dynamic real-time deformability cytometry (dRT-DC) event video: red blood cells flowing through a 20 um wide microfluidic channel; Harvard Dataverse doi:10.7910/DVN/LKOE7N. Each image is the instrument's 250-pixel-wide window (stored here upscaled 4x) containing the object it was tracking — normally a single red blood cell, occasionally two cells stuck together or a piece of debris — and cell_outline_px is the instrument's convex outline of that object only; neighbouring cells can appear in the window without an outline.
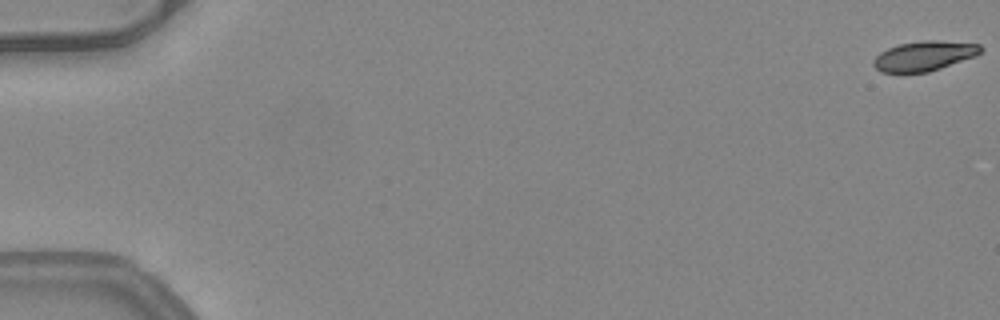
{"species": "common noctule bat (a hibernating species)", "species_latin": "Nyctalus noctula", "temperature_condition": "warm", "stored_images_in_passage": 53, "camera_frame_rate_fps": 3000, "um_per_image_px": 0.085, "animal": {"sex": "female", "body_mass_g": 24.6, "forearm_length_mm": 56.2}, "frame": {"image": 1, "passage_image": 1, "time_ms": 0.0, "image_size_px": [1000, 320], "cell_outline_px": [[984, 48], [976, 56], [928, 72], [880, 72], [872, 64], [872, 60], [880, 52], [888, 48], [900, 44], [924, 40], [936, 40], [980, 44]], "centroid_in_image_um": [78.55, 4.75], "position_along_channel_um": 6.4, "area_um2": 18.55}}
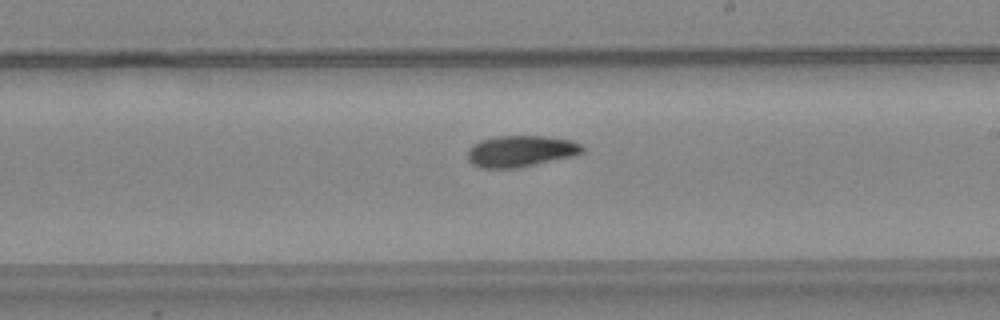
{"frame": {"image": 2, "passage_image": 32, "time_ms": 10.333, "image_size_px": [1000, 320], "cell_outline_px": [[584, 152], [572, 156], [520, 168], [480, 168], [472, 164], [468, 160], [468, 148], [472, 144], [480, 140], [496, 136], [544, 136], [572, 140], [580, 144], [584, 148]], "centroid_in_image_um": [44.24, 12.85], "position_along_channel_um": 244.8, "area_um2": 21.15}}
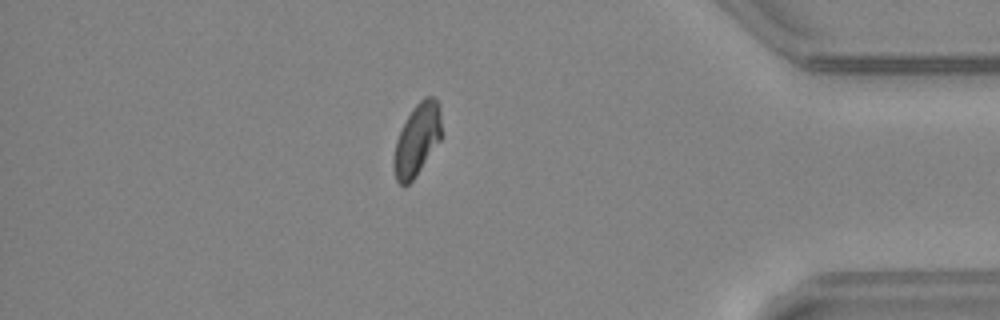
{"frame": {"image": 3, "passage_image": 46, "time_ms": 15.0, "image_size_px": [1000, 320], "cell_outline_px": [[444, 136], [412, 180], [404, 188], [396, 180], [392, 164], [392, 160], [396, 140], [412, 108], [424, 96], [432, 96], [440, 104]], "centroid_in_image_um": [35.48, 11.86], "position_along_channel_um": 399.7, "area_um2": 20.46}, "authors_computed_cell_mechanics": {"area_um2": 20.23, "velocity_mm_per_s": 4.04, "shape_relaxation_time_tau1_ms": 8.0182, "shape_relaxation_time_tau2_ms": null, "deformation_change_tau1": 0.1921, "deformation_change_tau2": null}}